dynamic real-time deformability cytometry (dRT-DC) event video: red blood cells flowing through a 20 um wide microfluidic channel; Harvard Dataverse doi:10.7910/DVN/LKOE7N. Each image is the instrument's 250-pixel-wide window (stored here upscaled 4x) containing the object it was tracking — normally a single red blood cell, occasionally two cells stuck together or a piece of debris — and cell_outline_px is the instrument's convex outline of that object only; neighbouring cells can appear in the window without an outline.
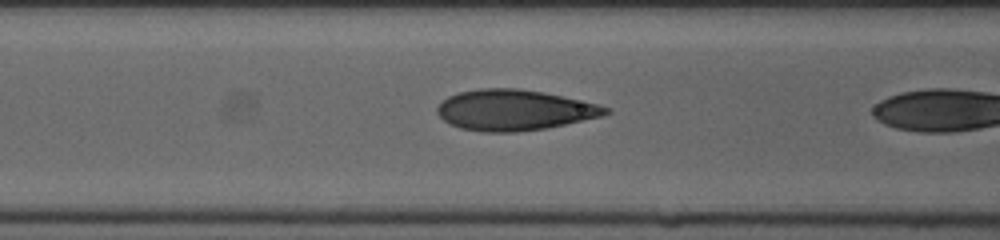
{"species": "human", "species_latin": "Homo sapiens", "temperature_condition": "cold", "stored_images_in_passage": 17, "camera_frame_rate_fps": 3000, "um_per_image_px": 0.085, "donor": {"sex": "female"}, "frame": {"image": 1, "passage_image": 16, "time_ms": 5.0, "image_size_px": [1000, 240], "cell_outline_px": [[612, 112], [604, 116], [548, 128], [516, 132], [484, 132], [460, 128], [444, 120], [436, 112], [436, 108], [448, 96], [460, 92], [480, 88], [516, 88], [544, 92], [600, 104], [612, 108]], "centroid_in_image_um": [43.78, 9.36], "position_along_channel_um": 122.8, "area_um2": 40.17}}